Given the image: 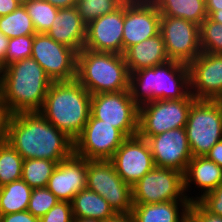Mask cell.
Segmentation results:
<instances>
[{"label":"cell","mask_w":222,"mask_h":222,"mask_svg":"<svg viewBox=\"0 0 222 222\" xmlns=\"http://www.w3.org/2000/svg\"><path fill=\"white\" fill-rule=\"evenodd\" d=\"M6 142L26 159H49L57 163L74 154V140L48 122L40 112L10 115Z\"/></svg>","instance_id":"obj_1"},{"label":"cell","mask_w":222,"mask_h":222,"mask_svg":"<svg viewBox=\"0 0 222 222\" xmlns=\"http://www.w3.org/2000/svg\"><path fill=\"white\" fill-rule=\"evenodd\" d=\"M52 82L36 60L26 58L1 69L0 94L11 115L39 112Z\"/></svg>","instance_id":"obj_2"},{"label":"cell","mask_w":222,"mask_h":222,"mask_svg":"<svg viewBox=\"0 0 222 222\" xmlns=\"http://www.w3.org/2000/svg\"><path fill=\"white\" fill-rule=\"evenodd\" d=\"M129 91L139 107L155 100L194 98L190 94L189 66L171 60L130 73Z\"/></svg>","instance_id":"obj_3"},{"label":"cell","mask_w":222,"mask_h":222,"mask_svg":"<svg viewBox=\"0 0 222 222\" xmlns=\"http://www.w3.org/2000/svg\"><path fill=\"white\" fill-rule=\"evenodd\" d=\"M91 111V94L76 79L52 82L42 109V116L75 140L83 131Z\"/></svg>","instance_id":"obj_4"},{"label":"cell","mask_w":222,"mask_h":222,"mask_svg":"<svg viewBox=\"0 0 222 222\" xmlns=\"http://www.w3.org/2000/svg\"><path fill=\"white\" fill-rule=\"evenodd\" d=\"M76 80L91 94L129 90L130 72L122 54L83 48L77 53Z\"/></svg>","instance_id":"obj_5"},{"label":"cell","mask_w":222,"mask_h":222,"mask_svg":"<svg viewBox=\"0 0 222 222\" xmlns=\"http://www.w3.org/2000/svg\"><path fill=\"white\" fill-rule=\"evenodd\" d=\"M193 157L205 156L222 140V101L196 99L185 126Z\"/></svg>","instance_id":"obj_6"},{"label":"cell","mask_w":222,"mask_h":222,"mask_svg":"<svg viewBox=\"0 0 222 222\" xmlns=\"http://www.w3.org/2000/svg\"><path fill=\"white\" fill-rule=\"evenodd\" d=\"M195 100H155L140 106L137 135L151 137L172 129L185 128L189 110Z\"/></svg>","instance_id":"obj_7"},{"label":"cell","mask_w":222,"mask_h":222,"mask_svg":"<svg viewBox=\"0 0 222 222\" xmlns=\"http://www.w3.org/2000/svg\"><path fill=\"white\" fill-rule=\"evenodd\" d=\"M86 188L101 195L116 213L132 212V187L117 174L110 160H87Z\"/></svg>","instance_id":"obj_8"},{"label":"cell","mask_w":222,"mask_h":222,"mask_svg":"<svg viewBox=\"0 0 222 222\" xmlns=\"http://www.w3.org/2000/svg\"><path fill=\"white\" fill-rule=\"evenodd\" d=\"M90 114L119 129L127 138L138 133L139 106L129 90L91 95Z\"/></svg>","instance_id":"obj_9"},{"label":"cell","mask_w":222,"mask_h":222,"mask_svg":"<svg viewBox=\"0 0 222 222\" xmlns=\"http://www.w3.org/2000/svg\"><path fill=\"white\" fill-rule=\"evenodd\" d=\"M172 200H189L184 192L183 173L154 167L132 186L133 204H155Z\"/></svg>","instance_id":"obj_10"},{"label":"cell","mask_w":222,"mask_h":222,"mask_svg":"<svg viewBox=\"0 0 222 222\" xmlns=\"http://www.w3.org/2000/svg\"><path fill=\"white\" fill-rule=\"evenodd\" d=\"M31 58L53 82L72 81L77 77V52L57 43L46 33L34 35Z\"/></svg>","instance_id":"obj_11"},{"label":"cell","mask_w":222,"mask_h":222,"mask_svg":"<svg viewBox=\"0 0 222 222\" xmlns=\"http://www.w3.org/2000/svg\"><path fill=\"white\" fill-rule=\"evenodd\" d=\"M126 139L119 129L90 114L83 131L74 140V154L86 160H110Z\"/></svg>","instance_id":"obj_12"},{"label":"cell","mask_w":222,"mask_h":222,"mask_svg":"<svg viewBox=\"0 0 222 222\" xmlns=\"http://www.w3.org/2000/svg\"><path fill=\"white\" fill-rule=\"evenodd\" d=\"M160 33L169 60L189 65L201 52L200 26L183 18L161 16Z\"/></svg>","instance_id":"obj_13"},{"label":"cell","mask_w":222,"mask_h":222,"mask_svg":"<svg viewBox=\"0 0 222 222\" xmlns=\"http://www.w3.org/2000/svg\"><path fill=\"white\" fill-rule=\"evenodd\" d=\"M161 14L151 0L124 2L123 54L130 47L160 33Z\"/></svg>","instance_id":"obj_14"},{"label":"cell","mask_w":222,"mask_h":222,"mask_svg":"<svg viewBox=\"0 0 222 222\" xmlns=\"http://www.w3.org/2000/svg\"><path fill=\"white\" fill-rule=\"evenodd\" d=\"M117 174L131 187L155 167L146 139L128 137L110 159Z\"/></svg>","instance_id":"obj_15"},{"label":"cell","mask_w":222,"mask_h":222,"mask_svg":"<svg viewBox=\"0 0 222 222\" xmlns=\"http://www.w3.org/2000/svg\"><path fill=\"white\" fill-rule=\"evenodd\" d=\"M141 138L147 140L156 167L171 168L184 174L193 157L185 128Z\"/></svg>","instance_id":"obj_16"},{"label":"cell","mask_w":222,"mask_h":222,"mask_svg":"<svg viewBox=\"0 0 222 222\" xmlns=\"http://www.w3.org/2000/svg\"><path fill=\"white\" fill-rule=\"evenodd\" d=\"M190 94L195 99H222V54L201 52L189 65Z\"/></svg>","instance_id":"obj_17"},{"label":"cell","mask_w":222,"mask_h":222,"mask_svg":"<svg viewBox=\"0 0 222 222\" xmlns=\"http://www.w3.org/2000/svg\"><path fill=\"white\" fill-rule=\"evenodd\" d=\"M124 3L87 24L84 48L123 55Z\"/></svg>","instance_id":"obj_18"},{"label":"cell","mask_w":222,"mask_h":222,"mask_svg":"<svg viewBox=\"0 0 222 222\" xmlns=\"http://www.w3.org/2000/svg\"><path fill=\"white\" fill-rule=\"evenodd\" d=\"M86 187L87 160L75 154L57 164L47 184L60 201L68 202Z\"/></svg>","instance_id":"obj_19"},{"label":"cell","mask_w":222,"mask_h":222,"mask_svg":"<svg viewBox=\"0 0 222 222\" xmlns=\"http://www.w3.org/2000/svg\"><path fill=\"white\" fill-rule=\"evenodd\" d=\"M87 24L82 20L76 7L62 8L47 31L57 43L74 49L77 53L84 48Z\"/></svg>","instance_id":"obj_20"},{"label":"cell","mask_w":222,"mask_h":222,"mask_svg":"<svg viewBox=\"0 0 222 222\" xmlns=\"http://www.w3.org/2000/svg\"><path fill=\"white\" fill-rule=\"evenodd\" d=\"M184 179V192L186 198L190 202H197L207 193H210L215 188L222 186V167L218 166L206 156L192 157L189 161L186 171L183 174ZM196 184L201 187L203 194L200 197H188L186 191L190 188V183Z\"/></svg>","instance_id":"obj_21"},{"label":"cell","mask_w":222,"mask_h":222,"mask_svg":"<svg viewBox=\"0 0 222 222\" xmlns=\"http://www.w3.org/2000/svg\"><path fill=\"white\" fill-rule=\"evenodd\" d=\"M123 56L130 73L169 61L161 33L130 46Z\"/></svg>","instance_id":"obj_22"},{"label":"cell","mask_w":222,"mask_h":222,"mask_svg":"<svg viewBox=\"0 0 222 222\" xmlns=\"http://www.w3.org/2000/svg\"><path fill=\"white\" fill-rule=\"evenodd\" d=\"M190 203L189 200H172L155 204H133L131 213L136 222H188Z\"/></svg>","instance_id":"obj_23"},{"label":"cell","mask_w":222,"mask_h":222,"mask_svg":"<svg viewBox=\"0 0 222 222\" xmlns=\"http://www.w3.org/2000/svg\"><path fill=\"white\" fill-rule=\"evenodd\" d=\"M71 206L73 218H92L105 222L117 214L101 195L87 188L73 197Z\"/></svg>","instance_id":"obj_24"},{"label":"cell","mask_w":222,"mask_h":222,"mask_svg":"<svg viewBox=\"0 0 222 222\" xmlns=\"http://www.w3.org/2000/svg\"><path fill=\"white\" fill-rule=\"evenodd\" d=\"M161 16L183 18L197 25L208 17L205 0H151Z\"/></svg>","instance_id":"obj_25"},{"label":"cell","mask_w":222,"mask_h":222,"mask_svg":"<svg viewBox=\"0 0 222 222\" xmlns=\"http://www.w3.org/2000/svg\"><path fill=\"white\" fill-rule=\"evenodd\" d=\"M31 192L22 179L0 187V216L27 210Z\"/></svg>","instance_id":"obj_26"},{"label":"cell","mask_w":222,"mask_h":222,"mask_svg":"<svg viewBox=\"0 0 222 222\" xmlns=\"http://www.w3.org/2000/svg\"><path fill=\"white\" fill-rule=\"evenodd\" d=\"M0 31L9 39L36 34L32 19L21 4L12 13L0 17Z\"/></svg>","instance_id":"obj_27"},{"label":"cell","mask_w":222,"mask_h":222,"mask_svg":"<svg viewBox=\"0 0 222 222\" xmlns=\"http://www.w3.org/2000/svg\"><path fill=\"white\" fill-rule=\"evenodd\" d=\"M23 162L8 142H0V187L22 178Z\"/></svg>","instance_id":"obj_28"},{"label":"cell","mask_w":222,"mask_h":222,"mask_svg":"<svg viewBox=\"0 0 222 222\" xmlns=\"http://www.w3.org/2000/svg\"><path fill=\"white\" fill-rule=\"evenodd\" d=\"M57 164L56 161L49 159H26L23 162L21 179L32 189L47 187L48 180Z\"/></svg>","instance_id":"obj_29"},{"label":"cell","mask_w":222,"mask_h":222,"mask_svg":"<svg viewBox=\"0 0 222 222\" xmlns=\"http://www.w3.org/2000/svg\"><path fill=\"white\" fill-rule=\"evenodd\" d=\"M24 6L36 33H47L59 9L45 0H29Z\"/></svg>","instance_id":"obj_30"},{"label":"cell","mask_w":222,"mask_h":222,"mask_svg":"<svg viewBox=\"0 0 222 222\" xmlns=\"http://www.w3.org/2000/svg\"><path fill=\"white\" fill-rule=\"evenodd\" d=\"M126 0H77L76 8L82 20L88 24L94 19L111 13Z\"/></svg>","instance_id":"obj_31"},{"label":"cell","mask_w":222,"mask_h":222,"mask_svg":"<svg viewBox=\"0 0 222 222\" xmlns=\"http://www.w3.org/2000/svg\"><path fill=\"white\" fill-rule=\"evenodd\" d=\"M200 46L202 52L222 54V24L209 16L200 25Z\"/></svg>","instance_id":"obj_32"},{"label":"cell","mask_w":222,"mask_h":222,"mask_svg":"<svg viewBox=\"0 0 222 222\" xmlns=\"http://www.w3.org/2000/svg\"><path fill=\"white\" fill-rule=\"evenodd\" d=\"M60 200L47 188H33L27 211L41 218Z\"/></svg>","instance_id":"obj_33"},{"label":"cell","mask_w":222,"mask_h":222,"mask_svg":"<svg viewBox=\"0 0 222 222\" xmlns=\"http://www.w3.org/2000/svg\"><path fill=\"white\" fill-rule=\"evenodd\" d=\"M33 40L34 35L10 38L5 57V66L22 59L31 58Z\"/></svg>","instance_id":"obj_34"},{"label":"cell","mask_w":222,"mask_h":222,"mask_svg":"<svg viewBox=\"0 0 222 222\" xmlns=\"http://www.w3.org/2000/svg\"><path fill=\"white\" fill-rule=\"evenodd\" d=\"M39 222H73V212L71 202L59 201Z\"/></svg>","instance_id":"obj_35"},{"label":"cell","mask_w":222,"mask_h":222,"mask_svg":"<svg viewBox=\"0 0 222 222\" xmlns=\"http://www.w3.org/2000/svg\"><path fill=\"white\" fill-rule=\"evenodd\" d=\"M198 202L211 214L222 217V186L207 193Z\"/></svg>","instance_id":"obj_36"},{"label":"cell","mask_w":222,"mask_h":222,"mask_svg":"<svg viewBox=\"0 0 222 222\" xmlns=\"http://www.w3.org/2000/svg\"><path fill=\"white\" fill-rule=\"evenodd\" d=\"M188 222H222V217L211 214L197 201L190 203Z\"/></svg>","instance_id":"obj_37"},{"label":"cell","mask_w":222,"mask_h":222,"mask_svg":"<svg viewBox=\"0 0 222 222\" xmlns=\"http://www.w3.org/2000/svg\"><path fill=\"white\" fill-rule=\"evenodd\" d=\"M0 222H39V218L33 216L27 210L1 215Z\"/></svg>","instance_id":"obj_38"},{"label":"cell","mask_w":222,"mask_h":222,"mask_svg":"<svg viewBox=\"0 0 222 222\" xmlns=\"http://www.w3.org/2000/svg\"><path fill=\"white\" fill-rule=\"evenodd\" d=\"M5 102L0 94V142L6 141L8 121L10 118Z\"/></svg>","instance_id":"obj_39"},{"label":"cell","mask_w":222,"mask_h":222,"mask_svg":"<svg viewBox=\"0 0 222 222\" xmlns=\"http://www.w3.org/2000/svg\"><path fill=\"white\" fill-rule=\"evenodd\" d=\"M205 156L222 167V140L218 141Z\"/></svg>","instance_id":"obj_40"},{"label":"cell","mask_w":222,"mask_h":222,"mask_svg":"<svg viewBox=\"0 0 222 222\" xmlns=\"http://www.w3.org/2000/svg\"><path fill=\"white\" fill-rule=\"evenodd\" d=\"M19 5L16 0H0V17L12 13Z\"/></svg>","instance_id":"obj_41"},{"label":"cell","mask_w":222,"mask_h":222,"mask_svg":"<svg viewBox=\"0 0 222 222\" xmlns=\"http://www.w3.org/2000/svg\"><path fill=\"white\" fill-rule=\"evenodd\" d=\"M8 43H9V38L6 37L0 31V67L1 69L5 67V57H6Z\"/></svg>","instance_id":"obj_42"},{"label":"cell","mask_w":222,"mask_h":222,"mask_svg":"<svg viewBox=\"0 0 222 222\" xmlns=\"http://www.w3.org/2000/svg\"><path fill=\"white\" fill-rule=\"evenodd\" d=\"M58 9L76 7L77 0H45Z\"/></svg>","instance_id":"obj_43"},{"label":"cell","mask_w":222,"mask_h":222,"mask_svg":"<svg viewBox=\"0 0 222 222\" xmlns=\"http://www.w3.org/2000/svg\"><path fill=\"white\" fill-rule=\"evenodd\" d=\"M206 3V12L210 17L215 11H218L222 8V0H205Z\"/></svg>","instance_id":"obj_44"},{"label":"cell","mask_w":222,"mask_h":222,"mask_svg":"<svg viewBox=\"0 0 222 222\" xmlns=\"http://www.w3.org/2000/svg\"><path fill=\"white\" fill-rule=\"evenodd\" d=\"M105 222H136L132 213H117L114 217L107 219Z\"/></svg>","instance_id":"obj_45"},{"label":"cell","mask_w":222,"mask_h":222,"mask_svg":"<svg viewBox=\"0 0 222 222\" xmlns=\"http://www.w3.org/2000/svg\"><path fill=\"white\" fill-rule=\"evenodd\" d=\"M210 18L215 21L218 22L220 24H222V8L218 11H215Z\"/></svg>","instance_id":"obj_46"},{"label":"cell","mask_w":222,"mask_h":222,"mask_svg":"<svg viewBox=\"0 0 222 222\" xmlns=\"http://www.w3.org/2000/svg\"><path fill=\"white\" fill-rule=\"evenodd\" d=\"M73 222H104V221L92 218H73Z\"/></svg>","instance_id":"obj_47"},{"label":"cell","mask_w":222,"mask_h":222,"mask_svg":"<svg viewBox=\"0 0 222 222\" xmlns=\"http://www.w3.org/2000/svg\"><path fill=\"white\" fill-rule=\"evenodd\" d=\"M18 1L21 5H24L25 3H27L29 0H16Z\"/></svg>","instance_id":"obj_48"}]
</instances>
